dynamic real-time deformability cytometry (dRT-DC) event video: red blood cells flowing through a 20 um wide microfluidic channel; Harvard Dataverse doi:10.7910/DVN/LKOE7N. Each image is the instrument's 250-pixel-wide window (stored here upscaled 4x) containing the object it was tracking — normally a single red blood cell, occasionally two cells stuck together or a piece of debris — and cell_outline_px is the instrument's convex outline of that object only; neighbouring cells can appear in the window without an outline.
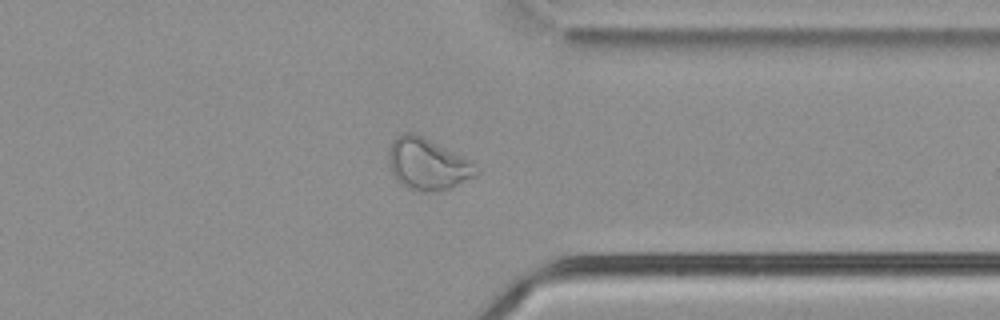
{"species": "common noctule bat (a hibernating species)", "species_latin": "Nyctalus noctula", "temperature_condition": "cold", "stored_images_in_passage": 54, "camera_frame_rate_fps": 3000, "um_per_image_px": 0.085, "animal": {"sex": "male", "body_mass_g": 21.5, "forearm_length_mm": 52.0}, "frame": {"image": 1, "passage_image": 42, "time_ms": 13.667, "image_size_px": [1000, 320], "cell_outline_px": [[480, 172], [476, 176], [448, 188], [436, 192], [420, 192], [408, 188], [400, 184], [392, 176], [388, 160], [388, 148], [396, 136], [404, 132], [412, 132], [472, 160], [480, 168]], "centroid_in_image_um": [36.34, 13.96], "position_along_channel_um": 375.1, "area_um2": 26.65}}
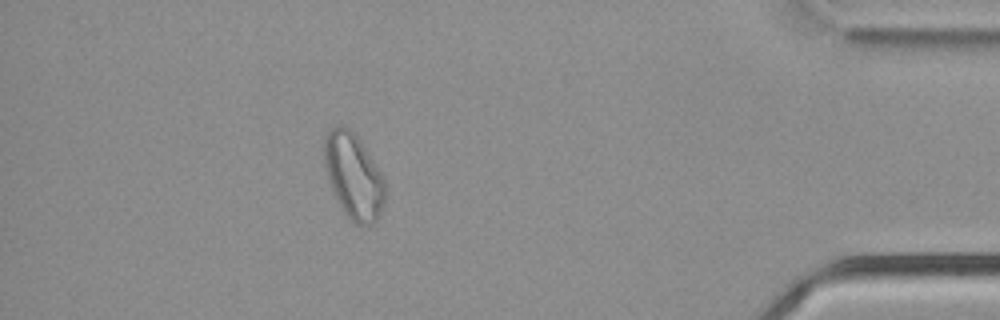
{"frame": {"image": 2, "passage_image": 48, "time_ms": 15.667, "image_size_px": [1000, 320], "cell_outline_px": [[384, 204], [376, 220], [372, 224], [356, 224], [344, 212], [328, 180], [324, 164], [324, 136], [336, 124], [344, 124], [360, 140], [376, 164], [384, 180]], "centroid_in_image_um": [30.03, 14.92], "position_along_channel_um": 405.2, "area_um2": 29.88}}